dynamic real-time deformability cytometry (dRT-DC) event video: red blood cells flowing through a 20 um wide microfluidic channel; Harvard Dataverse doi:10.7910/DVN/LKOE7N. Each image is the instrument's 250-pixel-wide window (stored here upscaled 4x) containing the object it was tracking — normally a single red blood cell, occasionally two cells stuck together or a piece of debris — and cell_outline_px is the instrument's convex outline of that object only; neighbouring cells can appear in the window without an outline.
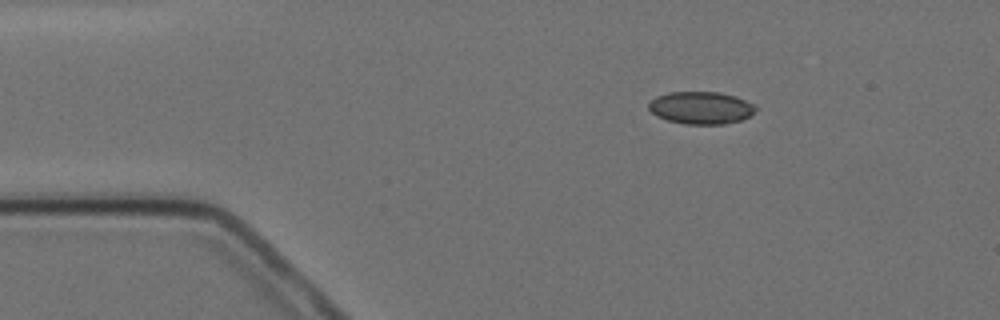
{"species": "Egyptian fruit bat (a non-hibernating species)", "species_latin": "Rousettus aegyptiacus", "temperature_condition": "cold", "stored_images_in_passage": 3, "camera_frame_rate_fps": 3000, "um_per_image_px": 0.085, "animal": {"sex": "female"}, "frame": {"image": 1, "passage_image": 1, "time_ms": 0.0, "image_size_px": [1000, 320], "cell_outline_px": [[760, 108], [748, 116], [740, 120], [724, 124], [684, 124], [668, 120], [656, 116], [648, 108], [648, 104], [656, 96], [668, 92], [720, 92], [736, 96], [756, 104]], "centroid_in_image_um": [59.61, 9.15], "position_along_channel_um": 25.4, "area_um2": 20.4}}
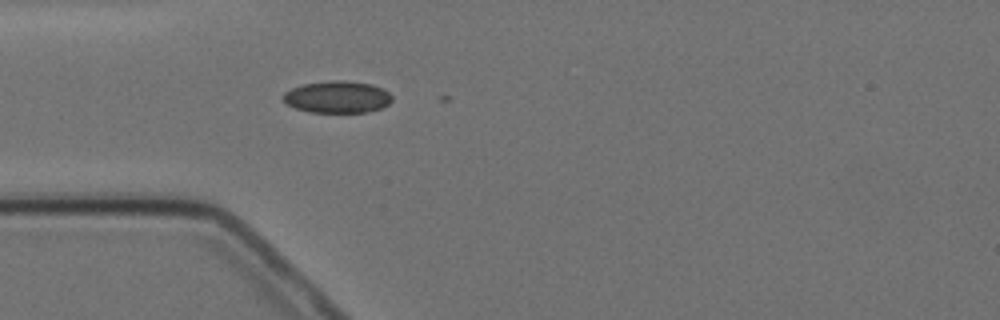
{"frame": {"image": 2, "passage_image": 3, "time_ms": 2.333, "image_size_px": [1000, 320], "cell_outline_px": [[392, 100], [388, 104], [380, 108], [368, 112], [308, 112], [296, 108], [288, 104], [280, 96], [284, 92], [292, 88], [304, 84], [332, 80], [348, 80], [372, 84], [384, 88], [392, 96]], "centroid_in_image_um": [28.68, 8.23], "position_along_channel_um": 56.3, "area_um2": 20.4}}